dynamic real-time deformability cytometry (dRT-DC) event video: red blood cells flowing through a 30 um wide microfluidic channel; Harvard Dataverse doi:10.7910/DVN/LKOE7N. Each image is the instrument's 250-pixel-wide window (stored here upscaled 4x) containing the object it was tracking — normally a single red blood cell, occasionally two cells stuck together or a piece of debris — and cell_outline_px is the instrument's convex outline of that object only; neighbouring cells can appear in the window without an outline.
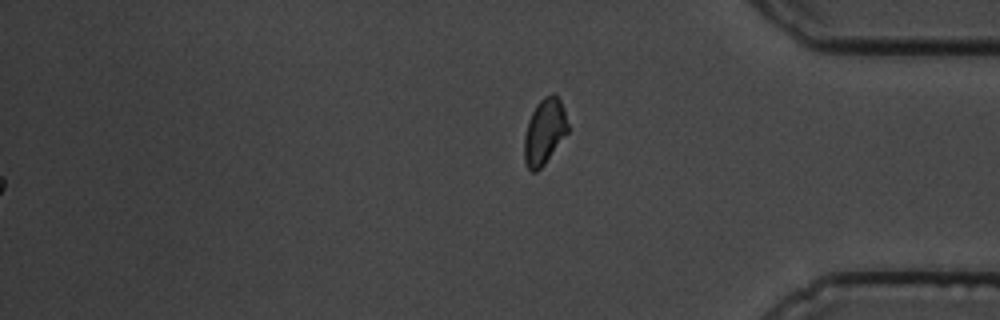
{"species": "common noctule bat (a hibernating species)", "species_latin": "Nyctalus noctula", "temperature_condition": "cold", "stored_images_in_passage": 50, "segment_of_instrument_passage": [2, 2], "camera_frame_rate_fps": 3000, "um_per_image_px": 0.085, "animal": {"sex": "male", "body_mass_g": 19.5, "forearm_length_mm": 54.6}, "frame": {"image": 1, "passage_image": 50, "time_ms": 16.333, "image_size_px": [1000, 320], "cell_outline_px": [[568, 132], [544, 164], [536, 172], [532, 172], [528, 168], [524, 160], [524, 136], [528, 120], [536, 104], [544, 96], [552, 92], [556, 92], [564, 108], [568, 124]], "centroid_in_image_um": [46.28, 11.14], "position_along_channel_um": 388.9, "area_um2": 16.82}}